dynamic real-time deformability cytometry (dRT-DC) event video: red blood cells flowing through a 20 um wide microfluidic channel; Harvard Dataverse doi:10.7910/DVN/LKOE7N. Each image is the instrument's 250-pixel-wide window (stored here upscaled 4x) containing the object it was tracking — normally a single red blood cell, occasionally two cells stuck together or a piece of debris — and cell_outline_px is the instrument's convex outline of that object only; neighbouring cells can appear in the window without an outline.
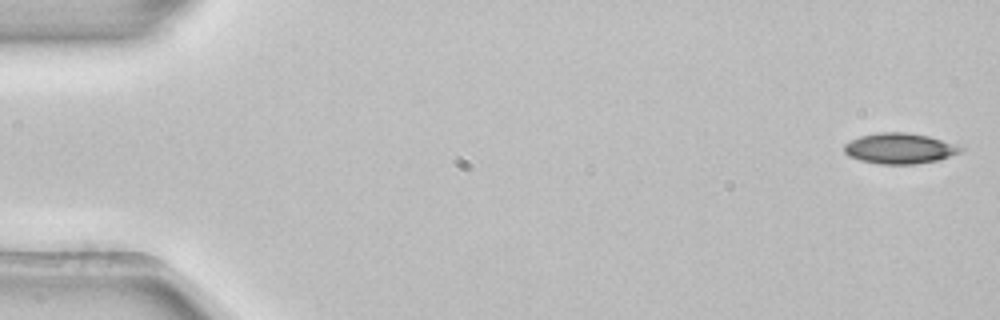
{"species": "common noctule bat (a hibernating species)", "species_latin": "Nyctalus noctula", "temperature_condition": "room temperature", "stored_images_in_passage": 4, "camera_frame_rate_fps": 3000, "um_per_image_px": 0.085, "animal": {"sex": "female", "body_mass_g": 22.7, "forearm_length_mm": 54.2}, "frame": {"image": 1, "passage_image": 1, "time_ms": 0.0, "image_size_px": [1000, 320], "cell_outline_px": [[964, 148], [960, 152], [940, 160], [916, 164], [876, 164], [860, 160], [848, 156], [844, 152], [844, 144], [860, 136], [880, 132], [904, 132], [928, 136]], "centroid_in_image_um": [76.43, 12.63], "position_along_channel_um": 8.6, "area_um2": 20.63}}